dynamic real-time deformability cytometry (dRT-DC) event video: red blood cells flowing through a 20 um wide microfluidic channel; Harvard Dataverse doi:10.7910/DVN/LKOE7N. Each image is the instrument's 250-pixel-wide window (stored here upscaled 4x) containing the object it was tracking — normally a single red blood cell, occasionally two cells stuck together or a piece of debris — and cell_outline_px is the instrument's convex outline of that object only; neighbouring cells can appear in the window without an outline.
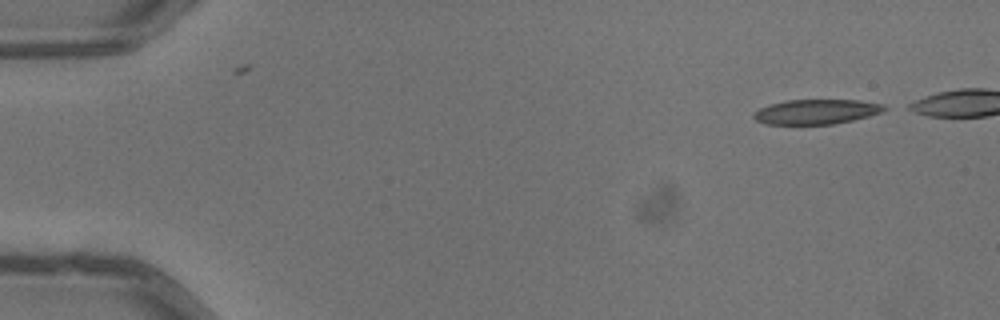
{"species": "common noctule bat (a hibernating species)", "species_latin": "Nyctalus noctula", "temperature_condition": "warm", "stored_images_in_passage": 5, "camera_frame_rate_fps": 3000, "um_per_image_px": 0.085, "animal": {"sex": "male", "body_mass_g": 13.3}, "frame": {"image": 1, "passage_image": 1, "time_ms": 0.0, "image_size_px": [1000, 320], "cell_outline_px": [[892, 108], [884, 112], [852, 120], [832, 124], [764, 124], [756, 120], [752, 116], [760, 108], [768, 104], [784, 100], [860, 100], [884, 104]], "centroid_in_image_um": [69.45, 9.49], "position_along_channel_um": 15.6, "area_um2": 19.07}}